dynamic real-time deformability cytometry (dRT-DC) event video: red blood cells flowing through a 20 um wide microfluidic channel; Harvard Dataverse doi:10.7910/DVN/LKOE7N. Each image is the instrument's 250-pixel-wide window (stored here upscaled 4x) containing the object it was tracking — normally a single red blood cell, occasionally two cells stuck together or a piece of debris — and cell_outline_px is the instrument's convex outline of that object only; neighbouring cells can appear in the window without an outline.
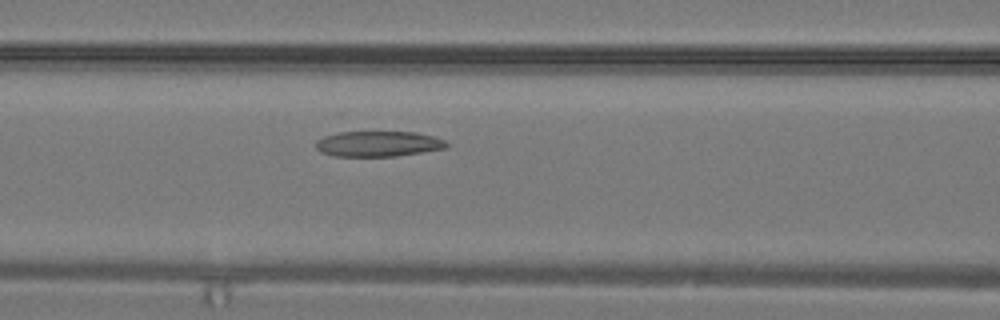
{"species": "common noctule bat (a hibernating species)", "species_latin": "Nyctalus noctula", "temperature_condition": "warm", "stored_images_in_passage": 21, "camera_frame_rate_fps": 3000, "um_per_image_px": 0.085, "animal": {"sex": "male", "body_mass_g": 19.2, "forearm_length_mm": 51.8}, "frame": {"image": 1, "passage_image": 13, "time_ms": 4.0, "image_size_px": [1000, 320], "cell_outline_px": [[448, 148], [396, 156], [332, 156], [320, 152], [316, 148], [316, 140], [324, 136], [340, 132], [416, 132], [436, 136], [444, 140], [448, 144]], "centroid_in_image_um": [32.16, 12.22], "position_along_channel_um": 134.4, "area_um2": 19.54}}
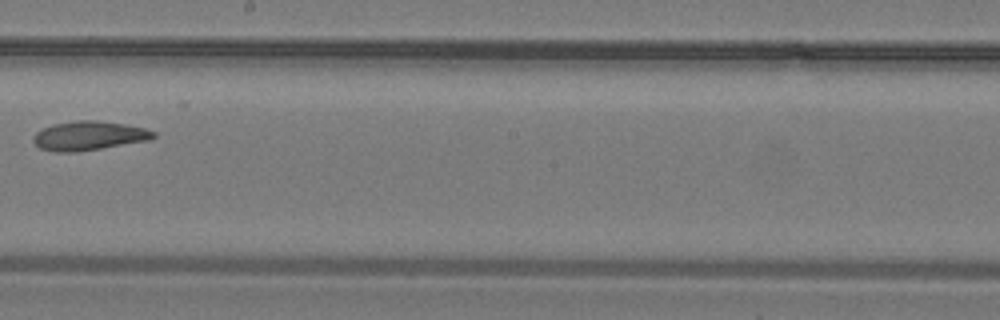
{"frame": {"image": 2, "passage_image": 18, "time_ms": 5.667, "image_size_px": [1000, 320], "cell_outline_px": [[156, 136], [152, 140], [76, 152], [56, 152], [40, 148], [32, 140], [32, 136], [36, 132], [52, 124], [76, 120], [96, 120], [124, 124], [144, 128], [156, 132]], "centroid_in_image_um": [7.56, 11.54], "position_along_channel_um": 240.6, "area_um2": 20.46}}
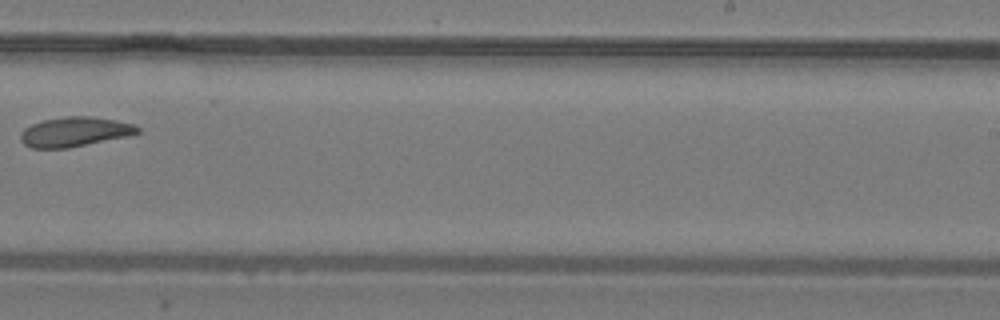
{"frame": {"image": 3, "passage_image": 20, "time_ms": 6.333, "image_size_px": [1000, 320], "cell_outline_px": [[140, 132], [128, 136], [68, 148], [32, 148], [24, 144], [20, 140], [20, 136], [24, 128], [32, 124], [44, 120], [64, 116], [88, 116], [116, 120], [132, 124], [140, 128]], "centroid_in_image_um": [6.34, 11.2], "position_along_channel_um": 282.7, "area_um2": 20.11}}